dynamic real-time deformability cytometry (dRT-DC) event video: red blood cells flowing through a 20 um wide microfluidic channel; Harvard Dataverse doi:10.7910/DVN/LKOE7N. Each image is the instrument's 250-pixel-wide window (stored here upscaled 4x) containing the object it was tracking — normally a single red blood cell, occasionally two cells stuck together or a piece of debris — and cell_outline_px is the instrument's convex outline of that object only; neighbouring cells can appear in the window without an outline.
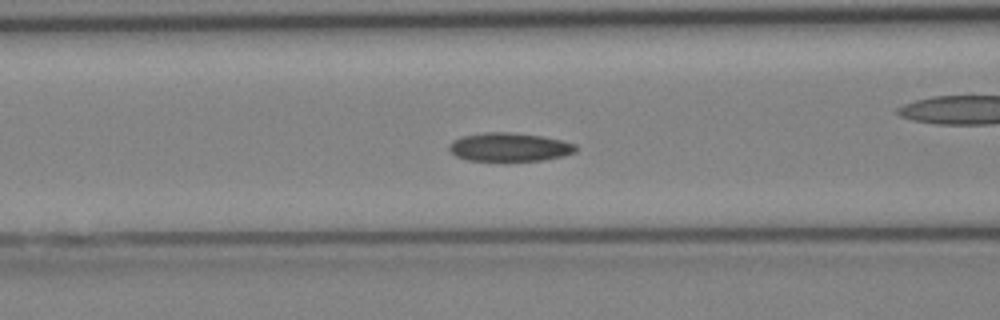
{"species": "Egyptian fruit bat (a non-hibernating species)", "species_latin": "Rousettus aegyptiacus", "temperature_condition": "cold", "stored_images_in_passage": 27, "camera_frame_rate_fps": 3000, "um_per_image_px": 0.085, "animal": {"sex": "female"}, "frame": {"image": 1, "passage_image": 5, "time_ms": 1.333, "image_size_px": [1000, 320], "cell_outline_px": [[576, 152], [544, 160], [468, 160], [456, 156], [448, 148], [448, 144], [452, 140], [460, 136], [484, 132], [512, 132], [540, 136], [564, 140], [576, 144]], "centroid_in_image_um": [43.27, 12.48], "position_along_channel_um": 123.3, "area_um2": 21.04}}
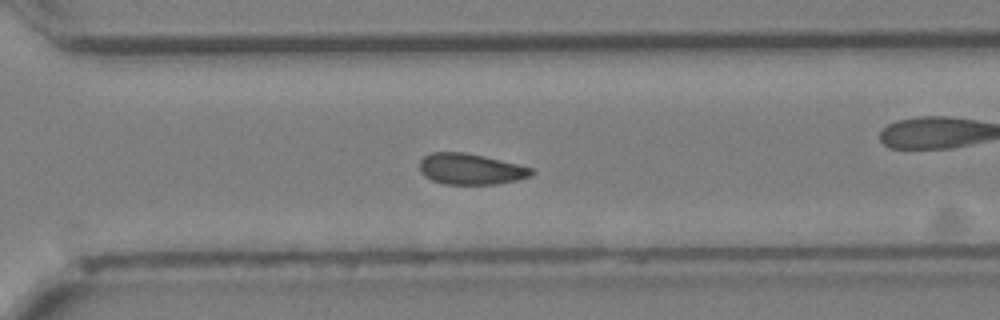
{"frame": {"image": 2, "passage_image": 16, "time_ms": 5.0, "image_size_px": [1000, 320], "cell_outline_px": [[536, 172], [532, 176], [516, 180], [496, 184], [444, 184], [432, 180], [424, 176], [420, 172], [420, 160], [424, 156], [432, 152], [464, 152], [484, 156], [532, 168]], "centroid_in_image_um": [39.99, 14.37], "position_along_channel_um": 330.6, "area_um2": 20.17}}
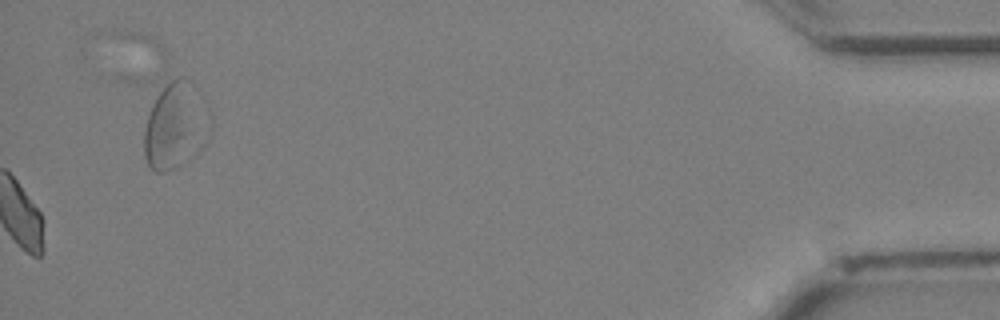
{"frame": {"image": 3, "passage_image": 27, "time_ms": 8.667, "image_size_px": [1000, 320], "cell_outline_px": [[208, 140], [196, 156], [164, 172], [156, 172], [148, 164], [144, 156], [144, 128], [152, 104], [160, 92], [172, 80], [180, 76], [184, 76], [192, 80], [196, 88]], "centroid_in_image_um": [14.82, 10.74], "position_along_channel_um": 420.4, "area_um2": 31.67}}